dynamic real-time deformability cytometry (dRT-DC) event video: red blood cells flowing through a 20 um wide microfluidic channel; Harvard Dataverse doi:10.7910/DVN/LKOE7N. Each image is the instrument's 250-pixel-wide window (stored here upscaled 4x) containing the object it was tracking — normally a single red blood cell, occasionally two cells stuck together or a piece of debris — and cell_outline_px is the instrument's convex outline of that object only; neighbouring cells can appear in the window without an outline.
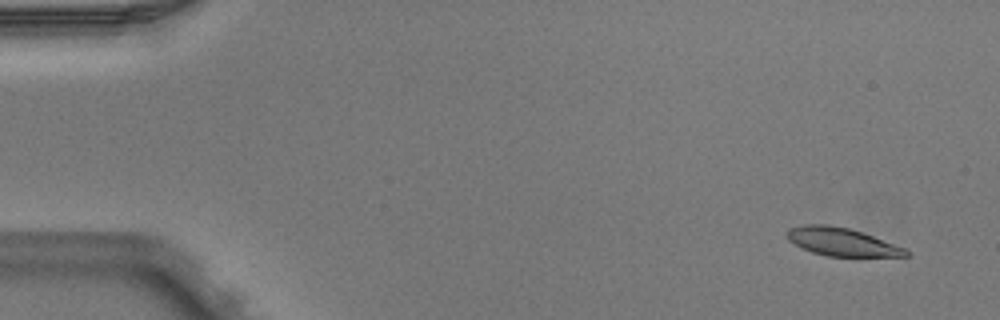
{"species": "Egyptian fruit bat (a non-hibernating species)", "species_latin": "Rousettus aegyptiacus", "temperature_condition": "warm", "stored_images_in_passage": 4, "camera_frame_rate_fps": 3000, "um_per_image_px": 0.085, "animal": {"sex": "male"}, "frame": {"image": 1, "passage_image": 1, "time_ms": 0.0, "image_size_px": [1000, 320], "cell_outline_px": [[908, 256], [828, 256], [812, 252], [788, 240], [788, 228], [804, 224], [828, 224], [848, 228], [872, 236], [904, 248], [908, 252]], "centroid_in_image_um": [71.51, 20.55], "position_along_channel_um": 13.5, "area_um2": 18.96}}
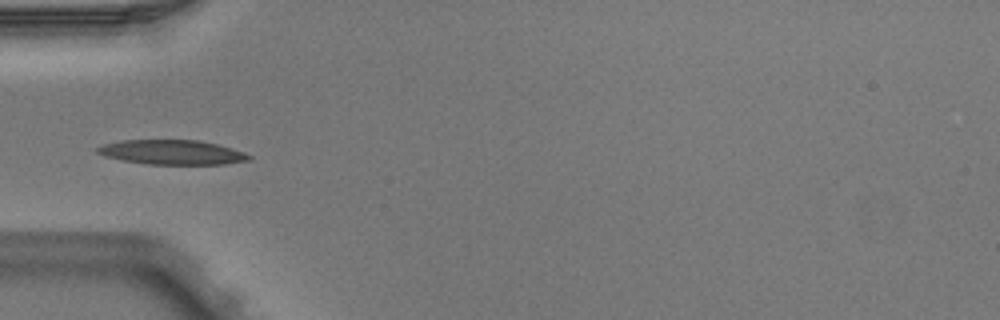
{"frame": {"image": 2, "passage_image": 4, "time_ms": 1.0, "image_size_px": [1000, 320], "cell_outline_px": [[252, 160], [224, 164], [148, 164], [120, 160], [104, 156], [96, 152], [96, 148], [104, 144], [120, 140], [196, 140], [216, 144], [232, 148], [244, 152], [252, 156]], "centroid_in_image_um": [14.62, 12.94], "position_along_channel_um": 70.4, "area_um2": 21.73}}